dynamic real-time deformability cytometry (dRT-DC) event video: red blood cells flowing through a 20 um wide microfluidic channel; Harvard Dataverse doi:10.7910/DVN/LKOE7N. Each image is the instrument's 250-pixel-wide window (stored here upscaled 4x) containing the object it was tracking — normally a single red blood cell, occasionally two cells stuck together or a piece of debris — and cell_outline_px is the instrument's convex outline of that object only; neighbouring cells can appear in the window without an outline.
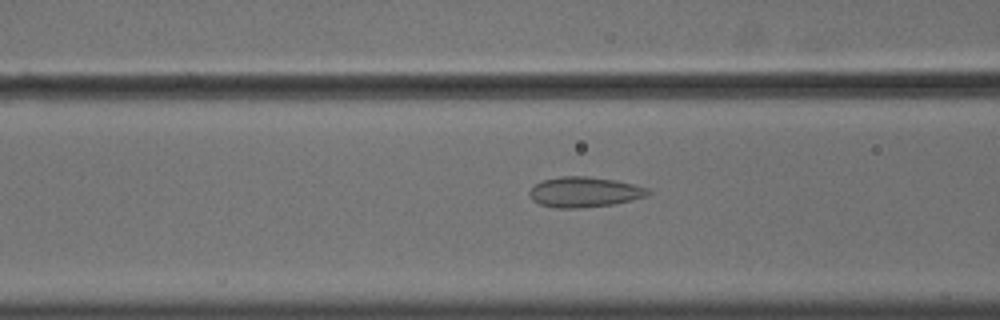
{"species": "common noctule bat (a hibernating species)", "species_latin": "Nyctalus noctula", "temperature_condition": "cold", "stored_images_in_passage": 37, "camera_frame_rate_fps": 3000, "um_per_image_px": 0.085, "animal": {"sex": "male", "body_mass_g": 18.8}, "frame": {"image": 1, "passage_image": 8, "time_ms": 2.333, "image_size_px": [1000, 320], "cell_outline_px": [[652, 192], [648, 196], [632, 200], [612, 204], [580, 208], [556, 208], [540, 204], [532, 200], [528, 192], [536, 184], [544, 180], [560, 176], [588, 176], [616, 180], [648, 188]], "centroid_in_image_um": [49.69, 16.32], "position_along_channel_um": 116.9, "area_um2": 20.92}}
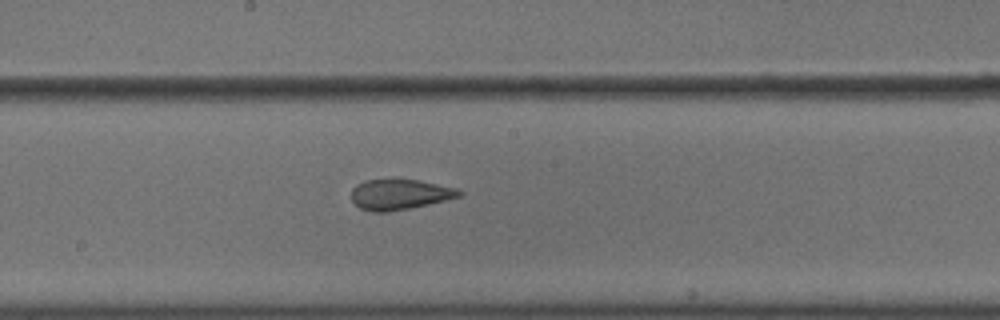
{"frame": {"image": 2, "passage_image": 16, "time_ms": 5.0, "image_size_px": [1000, 320], "cell_outline_px": [[464, 192], [460, 196], [412, 208], [388, 212], [372, 212], [360, 208], [352, 200], [352, 188], [356, 184], [364, 180], [420, 180], [456, 188]], "centroid_in_image_um": [33.96, 16.53], "position_along_channel_um": 214.2, "area_um2": 19.02}}
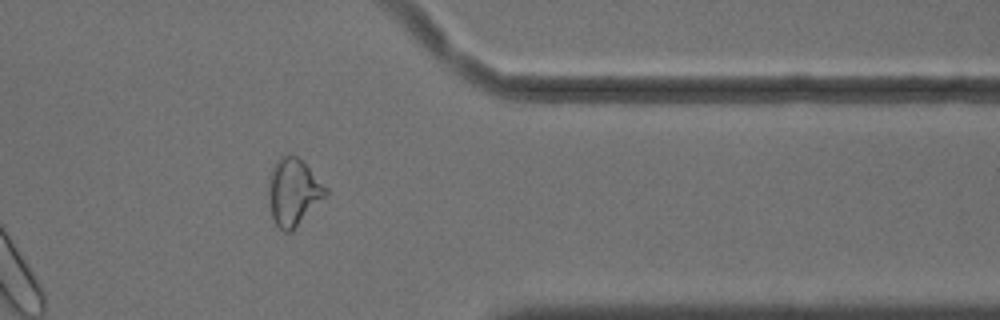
{"frame": {"image": 3, "passage_image": 31, "time_ms": 10.0, "image_size_px": [1000, 320], "cell_outline_px": [[328, 196], [292, 232], [284, 232], [276, 224], [272, 216], [268, 200], [268, 188], [272, 168], [280, 156], [284, 152], [288, 152], [296, 156], [328, 188]], "centroid_in_image_um": [24.95, 16.34], "position_along_channel_um": 386.4, "area_um2": 22.6}}